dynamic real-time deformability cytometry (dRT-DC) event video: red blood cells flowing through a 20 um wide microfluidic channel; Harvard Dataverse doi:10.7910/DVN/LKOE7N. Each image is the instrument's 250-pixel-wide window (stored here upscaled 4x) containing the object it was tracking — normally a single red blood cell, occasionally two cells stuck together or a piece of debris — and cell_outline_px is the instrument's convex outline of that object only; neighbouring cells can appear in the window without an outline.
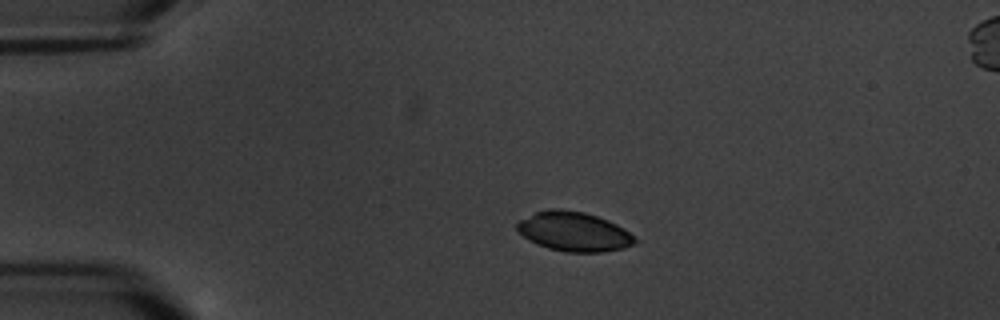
{"species": "common noctule bat (a hibernating species)", "species_latin": "Nyctalus noctula", "temperature_condition": "warm", "stored_images_in_passage": 4, "camera_frame_rate_fps": 3000, "um_per_image_px": 0.085, "animal": {"sex": "male", "body_mass_g": 20.1, "forearm_length_mm": 53.5}, "frame": {"image": 1, "passage_image": 3, "time_ms": 2.333, "image_size_px": [1000, 320], "cell_outline_px": [[636, 244], [624, 248], [604, 252], [564, 252], [548, 248], [536, 244], [524, 236], [516, 228], [516, 224], [520, 220], [536, 212], [548, 208], [560, 208], [584, 212], [608, 220], [624, 228], [636, 240]], "centroid_in_image_um": [48.78, 19.68], "position_along_channel_um": 36.2, "area_um2": 27.05}}